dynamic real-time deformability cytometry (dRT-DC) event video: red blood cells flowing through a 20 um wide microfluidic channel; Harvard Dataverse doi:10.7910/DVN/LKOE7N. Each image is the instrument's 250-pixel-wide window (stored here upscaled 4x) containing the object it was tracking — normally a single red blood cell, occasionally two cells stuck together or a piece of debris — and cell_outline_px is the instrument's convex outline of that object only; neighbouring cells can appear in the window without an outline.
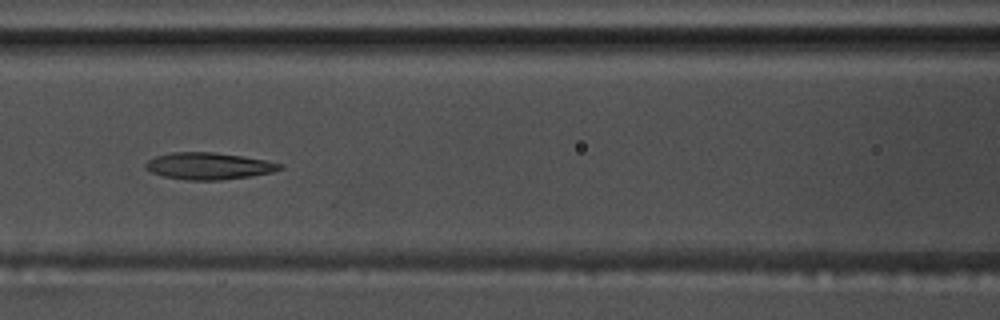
{"species": "common noctule bat (a hibernating species)", "species_latin": "Nyctalus noctula", "temperature_condition": "warm", "stored_images_in_passage": 56, "camera_frame_rate_fps": 3000, "um_per_image_px": 0.085, "animal": {"sex": "male", "body_mass_g": 17.5, "forearm_length_mm": 52.3}, "frame": {"image": 1, "passage_image": 25, "time_ms": 8.0, "image_size_px": [1000, 320], "cell_outline_px": [[284, 168], [272, 172], [248, 176], [220, 180], [188, 180], [164, 176], [152, 172], [144, 168], [144, 164], [148, 160], [156, 156], [172, 152], [212, 152], [244, 156], [284, 164]], "centroid_in_image_um": [17.74, 14.1], "position_along_channel_um": 148.9, "area_um2": 20.92}}
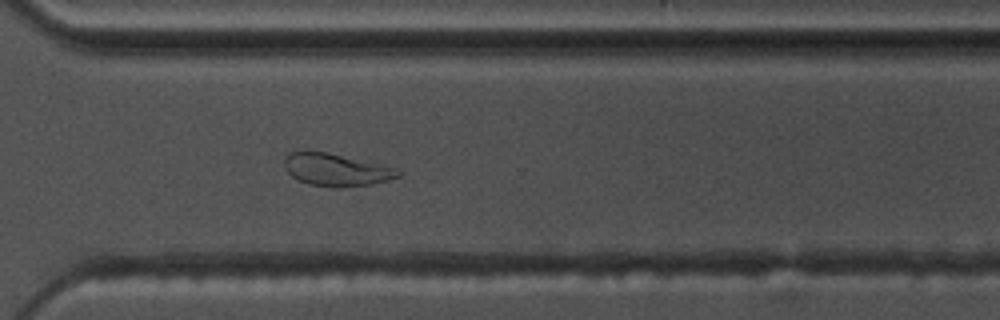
{"frame": {"image": 2, "passage_image": 41, "time_ms": 13.333, "image_size_px": [1000, 320], "cell_outline_px": [[404, 172], [400, 176], [388, 180], [372, 184], [336, 188], [332, 188], [308, 184], [296, 180], [284, 168], [284, 160], [292, 152], [328, 152], [400, 168]], "centroid_in_image_um": [28.64, 14.45], "position_along_channel_um": 342.0, "area_um2": 21.73}}
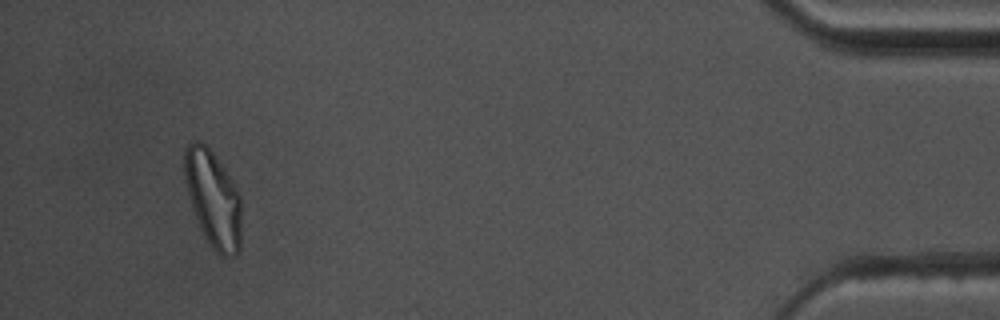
{"frame": {"image": 3, "passage_image": 53, "time_ms": 17.333, "image_size_px": [1000, 320], "cell_outline_px": [[240, 252], [236, 256], [220, 256], [212, 248], [200, 228], [188, 192], [184, 176], [184, 148], [192, 140], [200, 140], [212, 152], [232, 180], [240, 196]], "centroid_in_image_um": [18.11, 16.9], "position_along_channel_um": 417.1, "area_um2": 31.73}, "authors_computed_cell_mechanics": {"area_um2": 22.6287, "velocity_mm_per_s": 3.6321, "shape_relaxation_time_tau1_ms": null, "shape_relaxation_time_tau2_ms": 4.4618, "deformation_change_tau1": null, "deformation_change_tau2": 0.124}}